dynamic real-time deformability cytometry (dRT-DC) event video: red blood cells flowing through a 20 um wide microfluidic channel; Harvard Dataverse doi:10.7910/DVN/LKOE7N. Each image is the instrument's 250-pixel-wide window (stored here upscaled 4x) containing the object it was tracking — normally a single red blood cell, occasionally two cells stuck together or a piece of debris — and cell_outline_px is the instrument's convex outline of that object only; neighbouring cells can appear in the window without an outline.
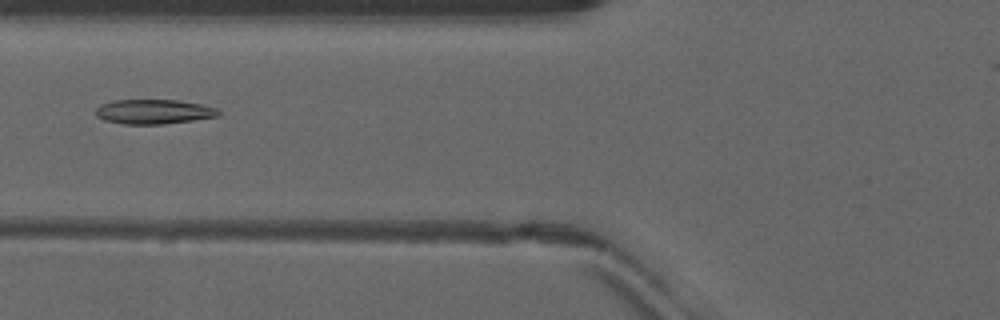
{"species": "common noctule bat (a hibernating species)", "species_latin": "Nyctalus noctula", "temperature_condition": "warm", "stored_images_in_passage": 47, "camera_frame_rate_fps": 3000, "um_per_image_px": 0.085, "animal": {"sex": "male", "forearm_length_mm": 52.5}, "frame": {"image": 1, "passage_image": 19, "time_ms": 6.0, "image_size_px": [1000, 320], "cell_outline_px": [[220, 116], [164, 124], [124, 124], [104, 120], [96, 116], [96, 108], [100, 104], [112, 100], [180, 100], [200, 104], [216, 108], [220, 112]], "centroid_in_image_um": [13.05, 9.49], "position_along_channel_um": 112.8, "area_um2": 17.63}}
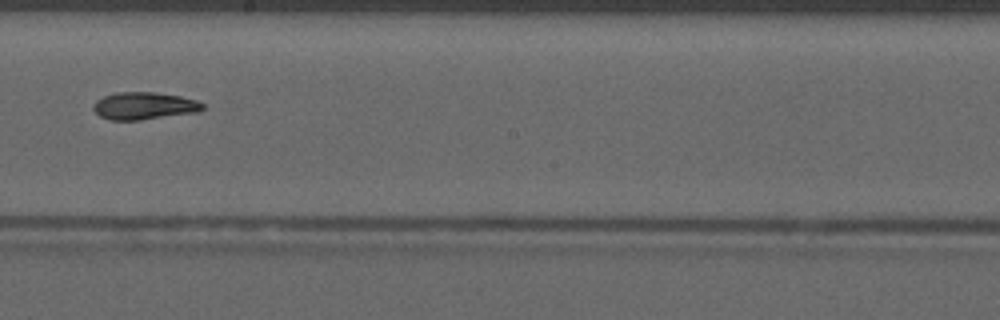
{"frame": {"image": 2, "passage_image": 28, "time_ms": 9.0, "image_size_px": [1000, 320], "cell_outline_px": [[204, 108], [200, 112], [140, 120], [108, 120], [100, 116], [92, 108], [92, 104], [96, 100], [104, 96], [116, 92], [156, 92], [180, 96], [196, 100], [204, 104]], "centroid_in_image_um": [12.25, 9.0], "position_along_channel_um": 236.0, "area_um2": 17.63}}
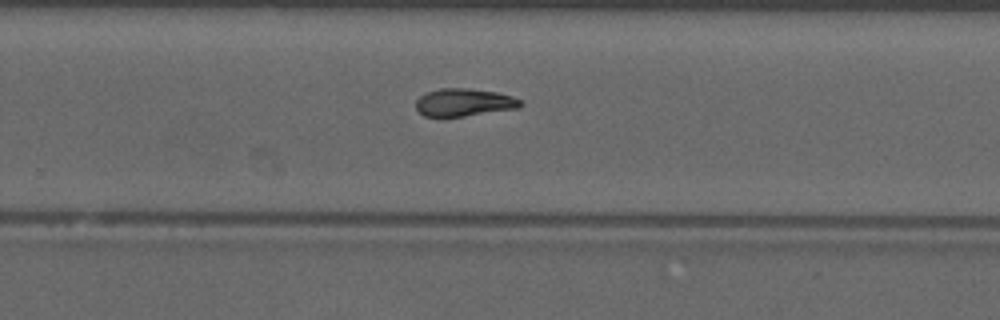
{"frame": {"image": 3, "passage_image": 32, "time_ms": 10.333, "image_size_px": [1000, 320], "cell_outline_px": [[524, 104], [520, 108], [444, 120], [424, 116], [416, 108], [416, 100], [420, 96], [428, 92], [440, 88], [468, 88], [496, 92], [512, 96], [520, 100]], "centroid_in_image_um": [39.43, 8.75], "position_along_channel_um": 290.4, "area_um2": 17.63}, "authors_computed_cell_mechanics": {"area_um2": 17.629, "velocity_mm_per_s": 4.1158, "shape_relaxation_time_tau1_ms": null, "shape_relaxation_time_tau2_ms": 3.4326, "deformation_change_tau1": null, "deformation_change_tau2": 0.082}}